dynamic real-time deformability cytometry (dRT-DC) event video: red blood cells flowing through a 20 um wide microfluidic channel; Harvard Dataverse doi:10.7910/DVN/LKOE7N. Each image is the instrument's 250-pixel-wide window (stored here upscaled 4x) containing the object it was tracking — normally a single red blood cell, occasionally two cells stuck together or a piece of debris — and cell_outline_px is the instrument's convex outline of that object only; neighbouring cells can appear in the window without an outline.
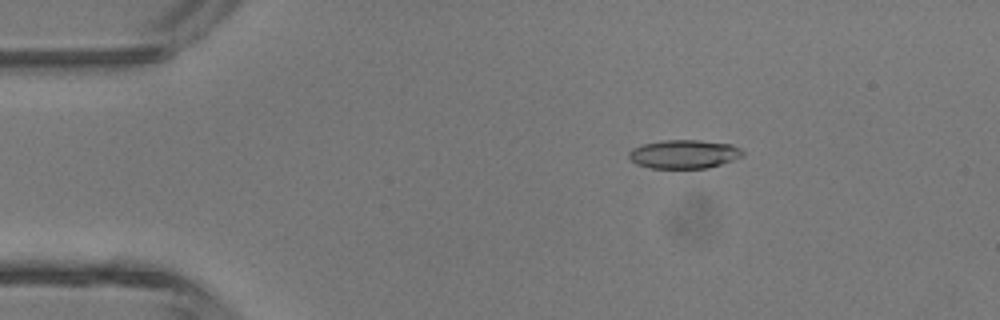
{"species": "common noctule bat (a hibernating species)", "species_latin": "Nyctalus noctula", "temperature_condition": "room temperature", "stored_images_in_passage": 5, "camera_frame_rate_fps": 3000, "um_per_image_px": 0.085, "animal": {"sex": "male", "body_mass_g": 13.3}, "frame": {"image": 1, "passage_image": 3, "time_ms": 0.667, "image_size_px": [1000, 320], "cell_outline_px": [[744, 156], [708, 168], [652, 168], [636, 164], [628, 156], [628, 152], [632, 148], [640, 144], [664, 140], [700, 140], [732, 144], [740, 148], [744, 152]], "centroid_in_image_um": [58.14, 13.09], "position_along_channel_um": 26.9, "area_um2": 19.13}}
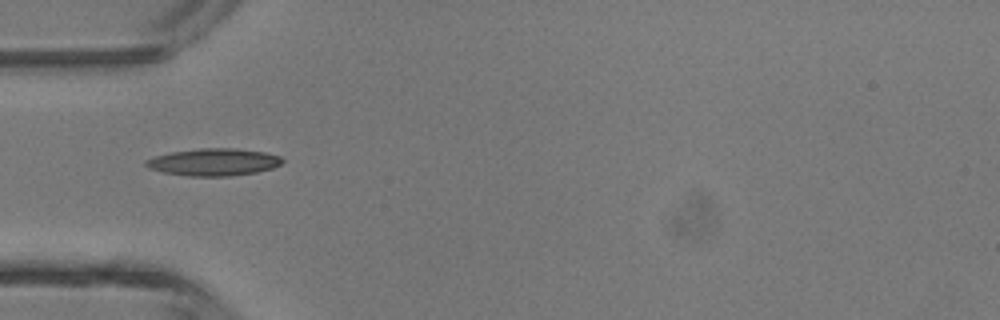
{"frame": {"image": 2, "passage_image": 5, "time_ms": 1.333, "image_size_px": [1000, 320], "cell_outline_px": [[284, 160], [280, 164], [272, 168], [256, 172], [228, 176], [188, 176], [164, 172], [148, 168], [144, 164], [144, 160], [156, 156], [172, 152], [200, 148], [236, 148], [264, 152], [280, 156]], "centroid_in_image_um": [18.15, 13.77], "position_along_channel_um": 66.8, "area_um2": 21.56}}